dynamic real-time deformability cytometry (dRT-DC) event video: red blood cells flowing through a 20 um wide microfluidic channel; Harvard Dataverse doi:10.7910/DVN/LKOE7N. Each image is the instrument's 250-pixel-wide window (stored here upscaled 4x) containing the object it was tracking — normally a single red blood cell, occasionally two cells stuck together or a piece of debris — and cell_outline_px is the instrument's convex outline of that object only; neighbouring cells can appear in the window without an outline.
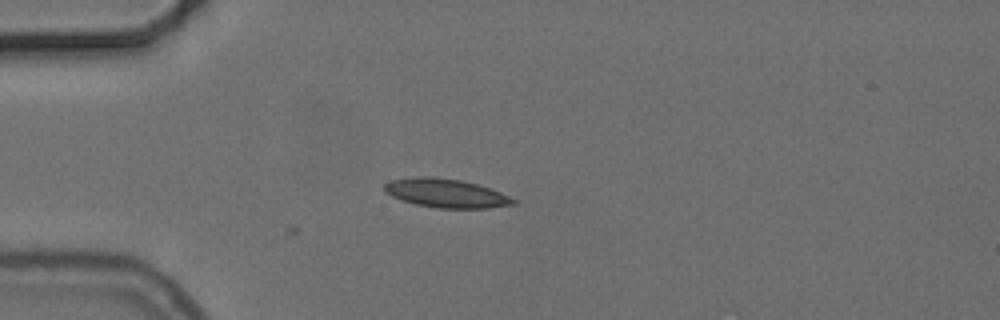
{"species": "common noctule bat (a hibernating species)", "species_latin": "Nyctalus noctula", "temperature_condition": "cold", "stored_images_in_passage": 3, "camera_frame_rate_fps": 3000, "um_per_image_px": 0.085, "animal": {"sex": "female", "body_mass_g": 24.6, "forearm_length_mm": 56.2}, "frame": {"image": 1, "passage_image": 3, "time_ms": 0.667, "image_size_px": [1000, 320], "cell_outline_px": [[516, 204], [488, 208], [440, 208], [416, 204], [400, 200], [384, 192], [384, 184], [392, 180], [416, 176], [432, 176], [460, 180], [476, 184], [500, 192], [516, 200]], "centroid_in_image_um": [37.88, 16.42], "position_along_channel_um": 47.1, "area_um2": 21.5}}